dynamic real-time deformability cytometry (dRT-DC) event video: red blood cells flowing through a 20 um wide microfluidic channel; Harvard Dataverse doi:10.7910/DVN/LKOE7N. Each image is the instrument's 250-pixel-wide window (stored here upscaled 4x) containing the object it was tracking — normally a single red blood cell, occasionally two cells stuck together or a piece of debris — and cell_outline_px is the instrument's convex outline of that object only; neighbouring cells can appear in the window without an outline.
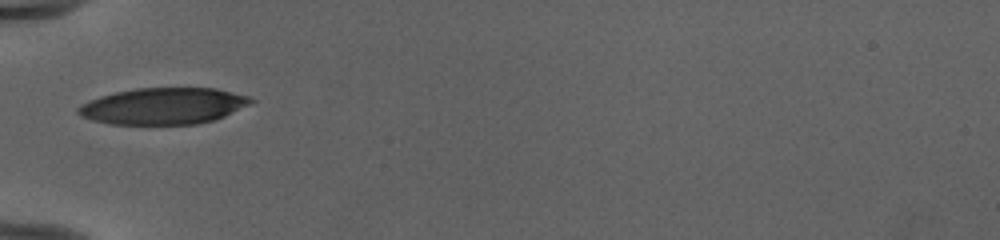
{"species": "human", "species_latin": "Homo sapiens", "temperature_condition": "cold", "stored_images_in_passage": 34, "camera_frame_rate_fps": 3000, "um_per_image_px": 0.085, "donor": {"sex": "female"}, "frame": {"image": 1, "passage_image": 1, "time_ms": 0.0, "image_size_px": [1000, 240], "cell_outline_px": [[256, 100], [224, 116], [212, 120], [196, 124], [108, 124], [92, 120], [80, 116], [76, 112], [76, 108], [80, 104], [88, 100], [100, 96], [116, 92], [136, 88], [216, 88], [248, 96]], "centroid_in_image_um": [13.82, 9.01], "position_along_channel_um": 71.2, "area_um2": 36.65}}
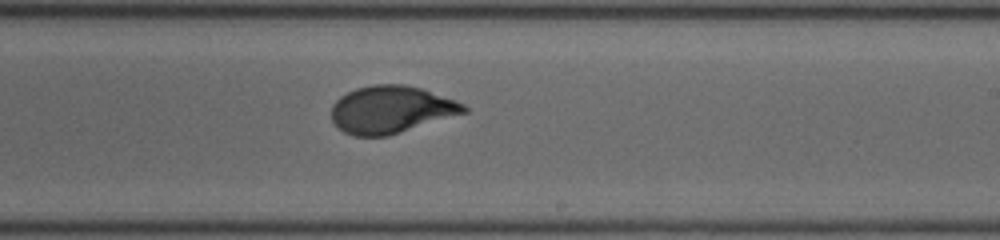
{"frame": {"image": 2, "passage_image": 15, "time_ms": 4.667, "image_size_px": [1000, 240], "cell_outline_px": [[468, 112], [388, 136], [352, 136], [344, 132], [332, 120], [332, 104], [340, 96], [356, 88], [372, 84], [404, 84], [420, 88], [456, 100], [464, 104], [468, 108]], "centroid_in_image_um": [33.25, 9.31], "position_along_channel_um": 255.8, "area_um2": 36.59}}
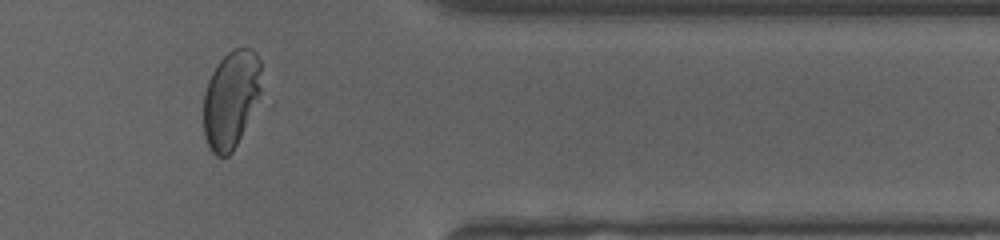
{"frame": {"image": 3, "passage_image": 26, "time_ms": 8.333, "image_size_px": [1000, 240], "cell_outline_px": [[260, 92], [240, 136], [232, 152], [228, 156], [216, 156], [212, 152], [204, 136], [204, 92], [208, 80], [216, 64], [232, 48], [248, 48], [256, 52], [260, 60]], "centroid_in_image_um": [19.6, 8.4], "position_along_channel_um": 391.8, "area_um2": 32.37}, "authors_computed_cell_mechanics": {"area_um2": 36.9631, "velocity_mm_per_s": 3.9907, "shape_relaxation_time_tau1_ms": 4.2557, "shape_relaxation_time_tau2_ms": null, "deformation_change_tau1": 0.2192, "deformation_change_tau2": null}}